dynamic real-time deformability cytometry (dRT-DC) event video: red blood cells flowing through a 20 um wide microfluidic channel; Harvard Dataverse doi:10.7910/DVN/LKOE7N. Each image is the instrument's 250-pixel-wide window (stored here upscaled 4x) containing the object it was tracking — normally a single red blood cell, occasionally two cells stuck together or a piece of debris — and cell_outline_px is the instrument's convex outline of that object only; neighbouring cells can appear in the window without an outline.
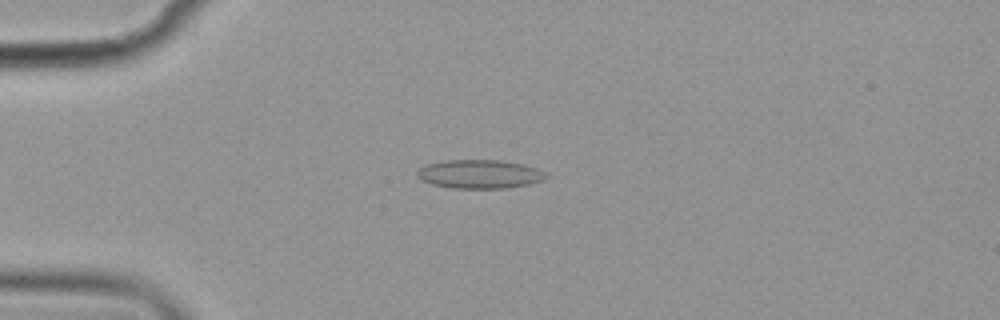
{"species": "common noctule bat (a hibernating species)", "species_latin": "Nyctalus noctula", "temperature_condition": "cold", "stored_images_in_passage": 8, "camera_frame_rate_fps": 3000, "um_per_image_px": 0.085, "animal": {"sex": "female", "body_mass_g": 19.9}, "frame": {"image": 1, "passage_image": 5, "time_ms": 4.667, "image_size_px": [1000, 320], "cell_outline_px": [[548, 176], [544, 180], [528, 184], [504, 188], [452, 188], [432, 184], [420, 180], [416, 176], [416, 172], [424, 164], [444, 160], [500, 160], [524, 164], [536, 168], [544, 172]], "centroid_in_image_um": [40.73, 14.79], "position_along_channel_um": 44.3, "area_um2": 21.68}}
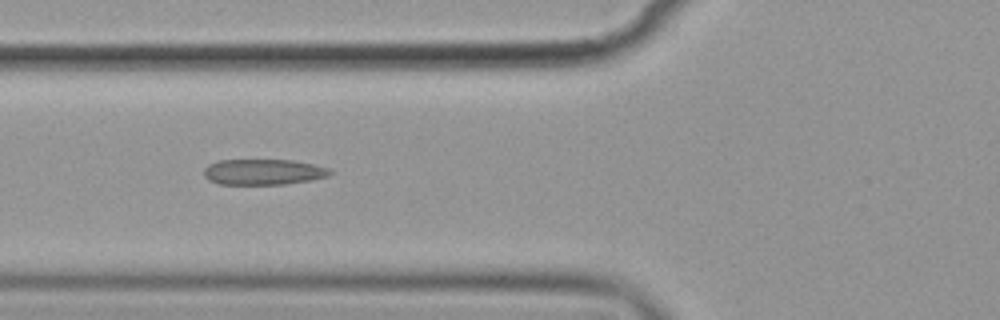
{"frame": {"image": 2, "passage_image": 7, "time_ms": 7.0, "image_size_px": [1000, 320], "cell_outline_px": [[332, 172], [328, 176], [312, 180], [284, 184], [220, 184], [208, 180], [204, 176], [204, 168], [208, 164], [220, 160], [292, 160], [312, 164], [328, 168]], "centroid_in_image_um": [22.36, 14.61], "position_along_channel_um": 103.4, "area_um2": 18.84}}
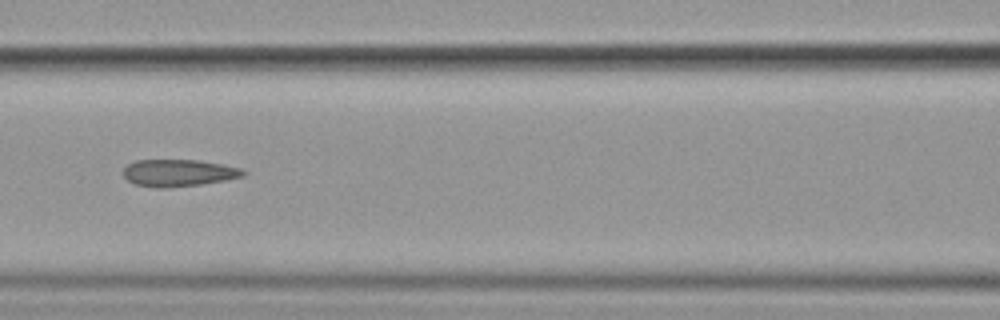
{"frame": {"image": 3, "passage_image": 8, "time_ms": 8.333, "image_size_px": [1000, 320], "cell_outline_px": [[248, 172], [244, 176], [224, 180], [200, 184], [164, 188], [156, 188], [136, 184], [128, 180], [124, 176], [124, 168], [128, 164], [136, 160], [200, 160], [240, 168]], "centroid_in_image_um": [15.18, 14.69], "position_along_channel_um": 151.4, "area_um2": 18.73}}